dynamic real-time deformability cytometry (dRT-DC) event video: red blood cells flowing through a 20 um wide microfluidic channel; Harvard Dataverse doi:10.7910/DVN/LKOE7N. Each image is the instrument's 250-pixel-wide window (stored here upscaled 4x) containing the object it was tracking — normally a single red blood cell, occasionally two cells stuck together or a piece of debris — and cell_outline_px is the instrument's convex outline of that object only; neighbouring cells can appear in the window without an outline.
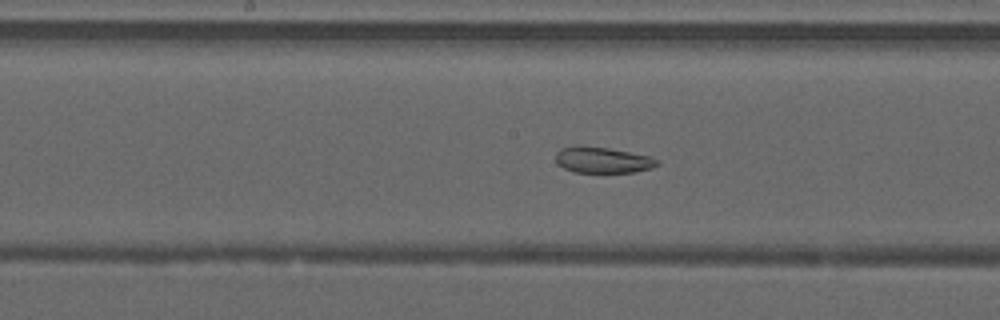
{"species": "common noctule bat (a hibernating species)", "species_latin": "Nyctalus noctula", "temperature_condition": "warm", "stored_images_in_passage": 46, "camera_frame_rate_fps": 3000, "um_per_image_px": 0.085, "animal": {"sex": "male", "forearm_length_mm": 52.5}, "frame": {"image": 1, "passage_image": 23, "time_ms": 7.333, "image_size_px": [1000, 320], "cell_outline_px": [[660, 164], [652, 168], [636, 172], [572, 172], [556, 164], [556, 152], [560, 148], [576, 144], [580, 144], [608, 148], [652, 156], [660, 160]], "centroid_in_image_um": [51.22, 13.58], "position_along_channel_um": 197.0, "area_um2": 15.84}}
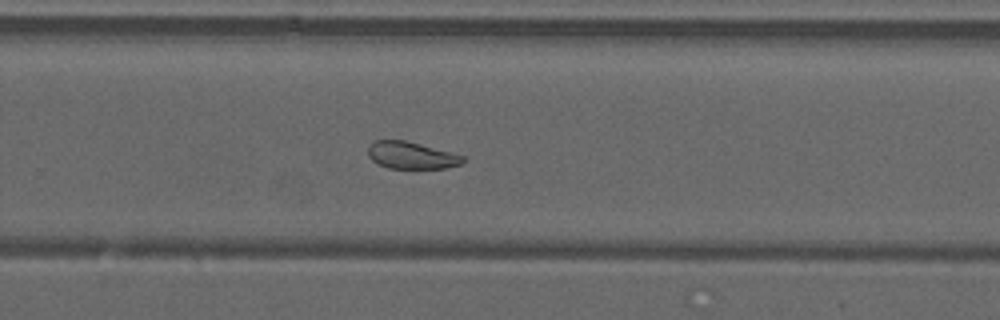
{"frame": {"image": 2, "passage_image": 30, "time_ms": 9.667, "image_size_px": [1000, 320], "cell_outline_px": [[464, 160], [460, 164], [444, 168], [388, 168], [376, 164], [368, 156], [368, 148], [376, 140], [404, 140], [464, 156]], "centroid_in_image_um": [34.92, 13.21], "position_along_channel_um": 294.9, "area_um2": 14.68}}
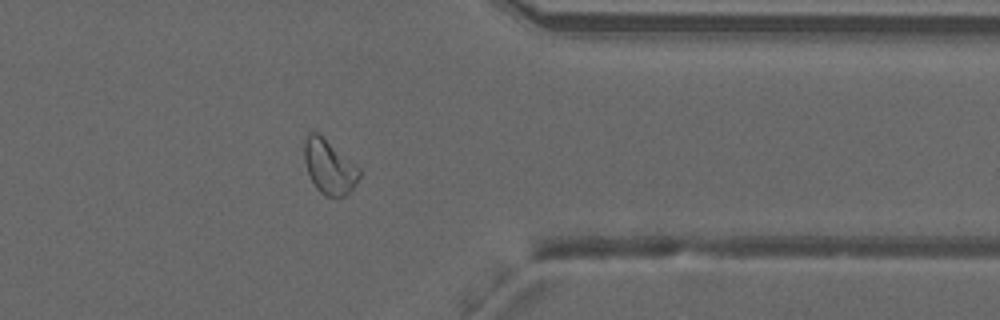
{"frame": {"image": 3, "passage_image": 37, "time_ms": 12.0, "image_size_px": [1000, 320], "cell_outline_px": [[360, 176], [352, 188], [344, 196], [336, 200], [324, 196], [316, 188], [308, 172], [304, 160], [304, 140], [308, 132], [316, 132], [360, 168]], "centroid_in_image_um": [27.97, 14.22], "position_along_channel_um": 383.4, "area_um2": 17.28}, "authors_computed_cell_mechanics": {"area_um2": 18.9295, "velocity_mm_per_s": 4.2137, "shape_relaxation_time_tau1_ms": null, "shape_relaxation_time_tau2_ms": 1.2525, "deformation_change_tau1": null, "deformation_change_tau2": 0.0673}}